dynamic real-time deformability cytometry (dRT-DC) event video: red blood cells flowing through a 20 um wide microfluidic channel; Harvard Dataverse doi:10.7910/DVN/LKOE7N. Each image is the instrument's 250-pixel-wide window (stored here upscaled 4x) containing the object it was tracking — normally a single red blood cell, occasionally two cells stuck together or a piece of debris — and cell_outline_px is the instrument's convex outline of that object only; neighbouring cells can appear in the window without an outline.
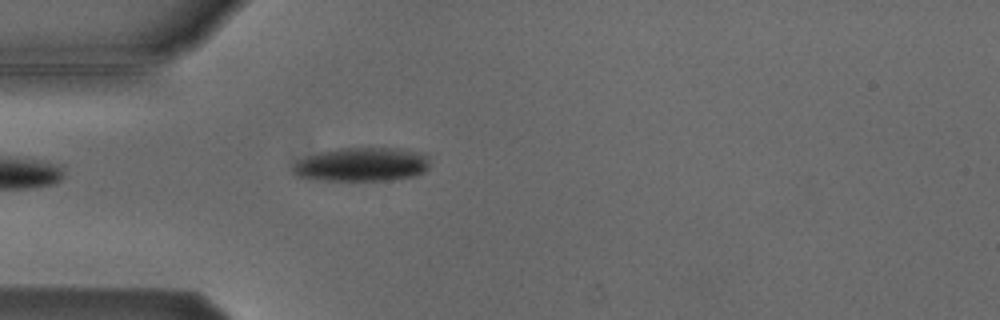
{"species": "Egyptian fruit bat (a non-hibernating species)", "species_latin": "Rousettus aegyptiacus", "temperature_condition": "cold", "stored_images_in_passage": 4, "camera_frame_rate_fps": 3000, "um_per_image_px": 0.085, "animal": {"sex": "male"}, "frame": {"image": 1, "passage_image": 4, "time_ms": 3.333, "image_size_px": [1000, 320], "cell_outline_px": [[428, 168], [424, 172], [416, 176], [392, 180], [312, 180], [296, 176], [292, 172], [292, 164], [296, 160], [320, 152], [340, 148], [400, 148], [416, 152], [428, 156]], "centroid_in_image_um": [30.71, 13.99], "position_along_channel_um": 54.3, "area_um2": 27.22}}